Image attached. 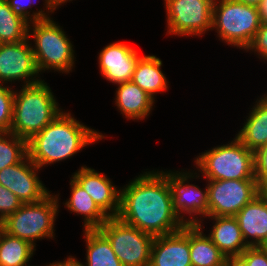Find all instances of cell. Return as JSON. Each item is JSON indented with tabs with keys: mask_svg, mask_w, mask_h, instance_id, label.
I'll return each instance as SVG.
<instances>
[{
	"mask_svg": "<svg viewBox=\"0 0 267 266\" xmlns=\"http://www.w3.org/2000/svg\"><path fill=\"white\" fill-rule=\"evenodd\" d=\"M99 71L109 82L116 84L131 81L139 55L135 48L124 42H112L98 53Z\"/></svg>",
	"mask_w": 267,
	"mask_h": 266,
	"instance_id": "cell-15",
	"label": "cell"
},
{
	"mask_svg": "<svg viewBox=\"0 0 267 266\" xmlns=\"http://www.w3.org/2000/svg\"><path fill=\"white\" fill-rule=\"evenodd\" d=\"M9 7L15 15L25 20L29 25L35 21L52 19L49 13H54L59 5L55 0H42L44 1V10L37 9V11H31V7L35 4L34 0H6ZM34 3V4H33ZM30 10V11H29ZM32 12V13H31ZM46 12V13H45Z\"/></svg>",
	"mask_w": 267,
	"mask_h": 266,
	"instance_id": "cell-28",
	"label": "cell"
},
{
	"mask_svg": "<svg viewBox=\"0 0 267 266\" xmlns=\"http://www.w3.org/2000/svg\"><path fill=\"white\" fill-rule=\"evenodd\" d=\"M36 251L35 247L21 238L0 229V266L27 265Z\"/></svg>",
	"mask_w": 267,
	"mask_h": 266,
	"instance_id": "cell-25",
	"label": "cell"
},
{
	"mask_svg": "<svg viewBox=\"0 0 267 266\" xmlns=\"http://www.w3.org/2000/svg\"><path fill=\"white\" fill-rule=\"evenodd\" d=\"M108 238L123 266H149L154 236L128 225L118 217H109L99 228Z\"/></svg>",
	"mask_w": 267,
	"mask_h": 266,
	"instance_id": "cell-8",
	"label": "cell"
},
{
	"mask_svg": "<svg viewBox=\"0 0 267 266\" xmlns=\"http://www.w3.org/2000/svg\"><path fill=\"white\" fill-rule=\"evenodd\" d=\"M108 217H117L120 210V188L110 178L86 165L71 176Z\"/></svg>",
	"mask_w": 267,
	"mask_h": 266,
	"instance_id": "cell-14",
	"label": "cell"
},
{
	"mask_svg": "<svg viewBox=\"0 0 267 266\" xmlns=\"http://www.w3.org/2000/svg\"><path fill=\"white\" fill-rule=\"evenodd\" d=\"M117 217L154 237L174 233L186 225L173 210L164 170L142 172L120 188Z\"/></svg>",
	"mask_w": 267,
	"mask_h": 266,
	"instance_id": "cell-1",
	"label": "cell"
},
{
	"mask_svg": "<svg viewBox=\"0 0 267 266\" xmlns=\"http://www.w3.org/2000/svg\"><path fill=\"white\" fill-rule=\"evenodd\" d=\"M258 98L242 128L235 135L247 149L254 153L267 143V93Z\"/></svg>",
	"mask_w": 267,
	"mask_h": 266,
	"instance_id": "cell-20",
	"label": "cell"
},
{
	"mask_svg": "<svg viewBox=\"0 0 267 266\" xmlns=\"http://www.w3.org/2000/svg\"><path fill=\"white\" fill-rule=\"evenodd\" d=\"M70 2V1H72V0H55V2L59 5V6H62V4H65V3H67V2Z\"/></svg>",
	"mask_w": 267,
	"mask_h": 266,
	"instance_id": "cell-39",
	"label": "cell"
},
{
	"mask_svg": "<svg viewBox=\"0 0 267 266\" xmlns=\"http://www.w3.org/2000/svg\"><path fill=\"white\" fill-rule=\"evenodd\" d=\"M40 170L27 155L18 164L0 170V184L22 204L39 202L51 193L37 175Z\"/></svg>",
	"mask_w": 267,
	"mask_h": 266,
	"instance_id": "cell-13",
	"label": "cell"
},
{
	"mask_svg": "<svg viewBox=\"0 0 267 266\" xmlns=\"http://www.w3.org/2000/svg\"><path fill=\"white\" fill-rule=\"evenodd\" d=\"M249 50L258 55L261 60L267 61V23H261L252 42L245 51L248 52Z\"/></svg>",
	"mask_w": 267,
	"mask_h": 266,
	"instance_id": "cell-31",
	"label": "cell"
},
{
	"mask_svg": "<svg viewBox=\"0 0 267 266\" xmlns=\"http://www.w3.org/2000/svg\"><path fill=\"white\" fill-rule=\"evenodd\" d=\"M56 100L44 79L16 90L10 132L29 141L64 111Z\"/></svg>",
	"mask_w": 267,
	"mask_h": 266,
	"instance_id": "cell-3",
	"label": "cell"
},
{
	"mask_svg": "<svg viewBox=\"0 0 267 266\" xmlns=\"http://www.w3.org/2000/svg\"><path fill=\"white\" fill-rule=\"evenodd\" d=\"M149 266H192L190 224L174 233L154 237Z\"/></svg>",
	"mask_w": 267,
	"mask_h": 266,
	"instance_id": "cell-16",
	"label": "cell"
},
{
	"mask_svg": "<svg viewBox=\"0 0 267 266\" xmlns=\"http://www.w3.org/2000/svg\"><path fill=\"white\" fill-rule=\"evenodd\" d=\"M86 243L84 266H123L115 255L108 238L99 229L83 231Z\"/></svg>",
	"mask_w": 267,
	"mask_h": 266,
	"instance_id": "cell-24",
	"label": "cell"
},
{
	"mask_svg": "<svg viewBox=\"0 0 267 266\" xmlns=\"http://www.w3.org/2000/svg\"><path fill=\"white\" fill-rule=\"evenodd\" d=\"M239 258L247 266H267V246L248 247Z\"/></svg>",
	"mask_w": 267,
	"mask_h": 266,
	"instance_id": "cell-32",
	"label": "cell"
},
{
	"mask_svg": "<svg viewBox=\"0 0 267 266\" xmlns=\"http://www.w3.org/2000/svg\"><path fill=\"white\" fill-rule=\"evenodd\" d=\"M38 75L40 73L29 39L0 43V84L24 81L22 86L31 85L42 80Z\"/></svg>",
	"mask_w": 267,
	"mask_h": 266,
	"instance_id": "cell-12",
	"label": "cell"
},
{
	"mask_svg": "<svg viewBox=\"0 0 267 266\" xmlns=\"http://www.w3.org/2000/svg\"><path fill=\"white\" fill-rule=\"evenodd\" d=\"M103 133L89 128L65 110L27 141L30 160L42 168L71 158L86 146L104 139Z\"/></svg>",
	"mask_w": 267,
	"mask_h": 266,
	"instance_id": "cell-2",
	"label": "cell"
},
{
	"mask_svg": "<svg viewBox=\"0 0 267 266\" xmlns=\"http://www.w3.org/2000/svg\"><path fill=\"white\" fill-rule=\"evenodd\" d=\"M206 181L209 208L207 216H235L260 193L256 179Z\"/></svg>",
	"mask_w": 267,
	"mask_h": 266,
	"instance_id": "cell-11",
	"label": "cell"
},
{
	"mask_svg": "<svg viewBox=\"0 0 267 266\" xmlns=\"http://www.w3.org/2000/svg\"><path fill=\"white\" fill-rule=\"evenodd\" d=\"M162 64V60L155 55H142L131 79L154 100L155 94L168 90L169 83L161 69Z\"/></svg>",
	"mask_w": 267,
	"mask_h": 266,
	"instance_id": "cell-21",
	"label": "cell"
},
{
	"mask_svg": "<svg viewBox=\"0 0 267 266\" xmlns=\"http://www.w3.org/2000/svg\"><path fill=\"white\" fill-rule=\"evenodd\" d=\"M205 151L195 157L193 165L205 180L255 179L254 152L236 137Z\"/></svg>",
	"mask_w": 267,
	"mask_h": 266,
	"instance_id": "cell-5",
	"label": "cell"
},
{
	"mask_svg": "<svg viewBox=\"0 0 267 266\" xmlns=\"http://www.w3.org/2000/svg\"><path fill=\"white\" fill-rule=\"evenodd\" d=\"M59 193H50L36 203L22 204L1 222L9 235L21 238L36 247V240L55 237V222L59 213Z\"/></svg>",
	"mask_w": 267,
	"mask_h": 266,
	"instance_id": "cell-7",
	"label": "cell"
},
{
	"mask_svg": "<svg viewBox=\"0 0 267 266\" xmlns=\"http://www.w3.org/2000/svg\"><path fill=\"white\" fill-rule=\"evenodd\" d=\"M213 221L207 235L227 257H239L248 248L235 216H206Z\"/></svg>",
	"mask_w": 267,
	"mask_h": 266,
	"instance_id": "cell-18",
	"label": "cell"
},
{
	"mask_svg": "<svg viewBox=\"0 0 267 266\" xmlns=\"http://www.w3.org/2000/svg\"><path fill=\"white\" fill-rule=\"evenodd\" d=\"M235 217L248 247L267 246V198L261 192Z\"/></svg>",
	"mask_w": 267,
	"mask_h": 266,
	"instance_id": "cell-17",
	"label": "cell"
},
{
	"mask_svg": "<svg viewBox=\"0 0 267 266\" xmlns=\"http://www.w3.org/2000/svg\"><path fill=\"white\" fill-rule=\"evenodd\" d=\"M0 84V132H10L13 119V86Z\"/></svg>",
	"mask_w": 267,
	"mask_h": 266,
	"instance_id": "cell-29",
	"label": "cell"
},
{
	"mask_svg": "<svg viewBox=\"0 0 267 266\" xmlns=\"http://www.w3.org/2000/svg\"><path fill=\"white\" fill-rule=\"evenodd\" d=\"M166 178L172 192L173 210L177 216L185 224L202 225L203 217L208 215V186L201 189L198 185L190 184L192 179H200L197 170L194 171H166ZM183 214H189L190 218H186ZM200 218H199V217Z\"/></svg>",
	"mask_w": 267,
	"mask_h": 266,
	"instance_id": "cell-9",
	"label": "cell"
},
{
	"mask_svg": "<svg viewBox=\"0 0 267 266\" xmlns=\"http://www.w3.org/2000/svg\"><path fill=\"white\" fill-rule=\"evenodd\" d=\"M71 196L63 203L74 214L83 215L85 229H99L108 216L99 208L92 197L73 179L70 178Z\"/></svg>",
	"mask_w": 267,
	"mask_h": 266,
	"instance_id": "cell-22",
	"label": "cell"
},
{
	"mask_svg": "<svg viewBox=\"0 0 267 266\" xmlns=\"http://www.w3.org/2000/svg\"><path fill=\"white\" fill-rule=\"evenodd\" d=\"M225 266H247L239 257L227 258Z\"/></svg>",
	"mask_w": 267,
	"mask_h": 266,
	"instance_id": "cell-36",
	"label": "cell"
},
{
	"mask_svg": "<svg viewBox=\"0 0 267 266\" xmlns=\"http://www.w3.org/2000/svg\"><path fill=\"white\" fill-rule=\"evenodd\" d=\"M260 192L267 198V179L260 185Z\"/></svg>",
	"mask_w": 267,
	"mask_h": 266,
	"instance_id": "cell-38",
	"label": "cell"
},
{
	"mask_svg": "<svg viewBox=\"0 0 267 266\" xmlns=\"http://www.w3.org/2000/svg\"><path fill=\"white\" fill-rule=\"evenodd\" d=\"M29 24L15 15L6 0H0V43H17L28 39Z\"/></svg>",
	"mask_w": 267,
	"mask_h": 266,
	"instance_id": "cell-26",
	"label": "cell"
},
{
	"mask_svg": "<svg viewBox=\"0 0 267 266\" xmlns=\"http://www.w3.org/2000/svg\"><path fill=\"white\" fill-rule=\"evenodd\" d=\"M167 35L202 36L212 31L214 0H164Z\"/></svg>",
	"mask_w": 267,
	"mask_h": 266,
	"instance_id": "cell-10",
	"label": "cell"
},
{
	"mask_svg": "<svg viewBox=\"0 0 267 266\" xmlns=\"http://www.w3.org/2000/svg\"><path fill=\"white\" fill-rule=\"evenodd\" d=\"M261 23H267V0H262L257 6Z\"/></svg>",
	"mask_w": 267,
	"mask_h": 266,
	"instance_id": "cell-35",
	"label": "cell"
},
{
	"mask_svg": "<svg viewBox=\"0 0 267 266\" xmlns=\"http://www.w3.org/2000/svg\"><path fill=\"white\" fill-rule=\"evenodd\" d=\"M28 155L27 141L11 132H0V170L21 162Z\"/></svg>",
	"mask_w": 267,
	"mask_h": 266,
	"instance_id": "cell-27",
	"label": "cell"
},
{
	"mask_svg": "<svg viewBox=\"0 0 267 266\" xmlns=\"http://www.w3.org/2000/svg\"><path fill=\"white\" fill-rule=\"evenodd\" d=\"M255 179L261 185L267 179V143L254 153Z\"/></svg>",
	"mask_w": 267,
	"mask_h": 266,
	"instance_id": "cell-33",
	"label": "cell"
},
{
	"mask_svg": "<svg viewBox=\"0 0 267 266\" xmlns=\"http://www.w3.org/2000/svg\"><path fill=\"white\" fill-rule=\"evenodd\" d=\"M28 39L35 42L32 50L40 74L47 70L69 74L75 67L74 45L53 18L30 24Z\"/></svg>",
	"mask_w": 267,
	"mask_h": 266,
	"instance_id": "cell-4",
	"label": "cell"
},
{
	"mask_svg": "<svg viewBox=\"0 0 267 266\" xmlns=\"http://www.w3.org/2000/svg\"><path fill=\"white\" fill-rule=\"evenodd\" d=\"M56 266H84V264L74 256L70 255L64 261H56Z\"/></svg>",
	"mask_w": 267,
	"mask_h": 266,
	"instance_id": "cell-34",
	"label": "cell"
},
{
	"mask_svg": "<svg viewBox=\"0 0 267 266\" xmlns=\"http://www.w3.org/2000/svg\"><path fill=\"white\" fill-rule=\"evenodd\" d=\"M30 266H32V265H30ZM46 266H56V262H53V263H50V264H46Z\"/></svg>",
	"mask_w": 267,
	"mask_h": 266,
	"instance_id": "cell-40",
	"label": "cell"
},
{
	"mask_svg": "<svg viewBox=\"0 0 267 266\" xmlns=\"http://www.w3.org/2000/svg\"><path fill=\"white\" fill-rule=\"evenodd\" d=\"M203 225H190V259L192 266H225L227 257L203 233Z\"/></svg>",
	"mask_w": 267,
	"mask_h": 266,
	"instance_id": "cell-23",
	"label": "cell"
},
{
	"mask_svg": "<svg viewBox=\"0 0 267 266\" xmlns=\"http://www.w3.org/2000/svg\"><path fill=\"white\" fill-rule=\"evenodd\" d=\"M22 205L18 197L0 184V223Z\"/></svg>",
	"mask_w": 267,
	"mask_h": 266,
	"instance_id": "cell-30",
	"label": "cell"
},
{
	"mask_svg": "<svg viewBox=\"0 0 267 266\" xmlns=\"http://www.w3.org/2000/svg\"><path fill=\"white\" fill-rule=\"evenodd\" d=\"M116 108L128 120H143L151 114L155 100L132 81L117 84Z\"/></svg>",
	"mask_w": 267,
	"mask_h": 266,
	"instance_id": "cell-19",
	"label": "cell"
},
{
	"mask_svg": "<svg viewBox=\"0 0 267 266\" xmlns=\"http://www.w3.org/2000/svg\"><path fill=\"white\" fill-rule=\"evenodd\" d=\"M261 26L258 8L237 0H214L212 30L224 43L246 50Z\"/></svg>",
	"mask_w": 267,
	"mask_h": 266,
	"instance_id": "cell-6",
	"label": "cell"
},
{
	"mask_svg": "<svg viewBox=\"0 0 267 266\" xmlns=\"http://www.w3.org/2000/svg\"><path fill=\"white\" fill-rule=\"evenodd\" d=\"M237 1L257 7L261 3L262 0H237Z\"/></svg>",
	"mask_w": 267,
	"mask_h": 266,
	"instance_id": "cell-37",
	"label": "cell"
}]
</instances>
